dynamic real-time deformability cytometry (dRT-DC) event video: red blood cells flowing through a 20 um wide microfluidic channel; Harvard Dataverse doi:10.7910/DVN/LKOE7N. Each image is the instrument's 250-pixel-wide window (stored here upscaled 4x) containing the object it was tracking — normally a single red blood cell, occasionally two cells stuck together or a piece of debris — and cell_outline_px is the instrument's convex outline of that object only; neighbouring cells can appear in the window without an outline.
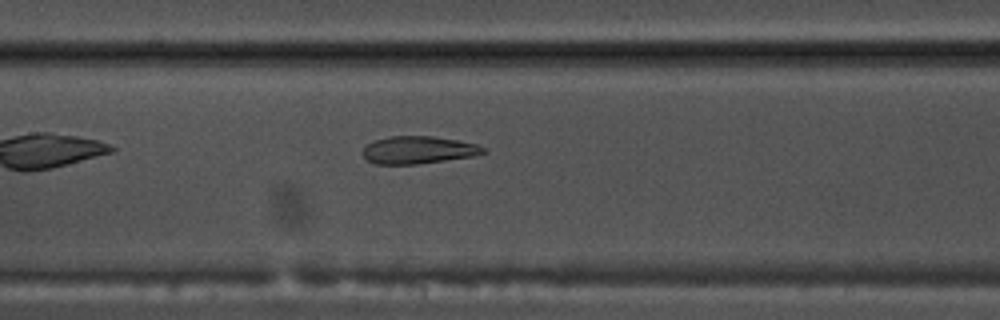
{"species": "common noctule bat (a hibernating species)", "species_latin": "Nyctalus noctula", "temperature_condition": "warm", "stored_images_in_passage": 33, "camera_frame_rate_fps": 3000, "um_per_image_px": 0.085, "animal": {"sex": "male", "body_mass_g": 17.5, "forearm_length_mm": 52.3}, "frame": {"image": 1, "passage_image": 10, "time_ms": 3.0, "image_size_px": [1000, 320], "cell_outline_px": [[484, 152], [472, 156], [416, 164], [376, 164], [368, 160], [364, 156], [364, 148], [368, 144], [376, 140], [392, 136], [432, 136], [456, 140], [476, 144], [484, 148]], "centroid_in_image_um": [35.54, 12.74], "position_along_channel_um": 171.9, "area_um2": 18.84}, "authors_computed_cell_mechanics": {"area_um2": 20.1722, "velocity_mm_per_s": 3.7722, "shape_relaxation_time_tau1_ms": null, "shape_relaxation_time_tau2_ms": 1.7283, "deformation_change_tau1": null, "deformation_change_tau2": 0.0824}}